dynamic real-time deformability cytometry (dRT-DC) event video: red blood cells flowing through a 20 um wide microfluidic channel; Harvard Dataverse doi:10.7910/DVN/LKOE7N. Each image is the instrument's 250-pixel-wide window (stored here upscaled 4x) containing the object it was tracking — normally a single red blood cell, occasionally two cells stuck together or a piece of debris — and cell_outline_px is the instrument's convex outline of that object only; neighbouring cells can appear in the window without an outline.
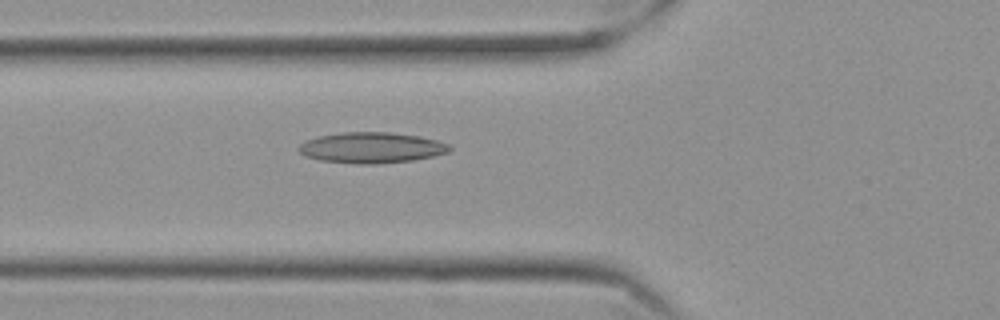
{"species": "Egyptian fruit bat (a non-hibernating species)", "species_latin": "Rousettus aegyptiacus", "temperature_condition": "cold", "stored_images_in_passage": 47, "camera_frame_rate_fps": 3000, "um_per_image_px": 0.085, "frame": {"image": 1, "passage_image": 11, "time_ms": 3.333, "image_size_px": [1000, 320], "cell_outline_px": [[452, 148], [448, 152], [432, 156], [412, 160], [372, 164], [360, 164], [320, 160], [304, 156], [296, 148], [304, 140], [316, 136], [344, 132], [388, 132], [420, 136], [436, 140], [448, 144]], "centroid_in_image_um": [31.52, 12.54], "position_along_channel_um": 94.3, "area_um2": 27.05}}
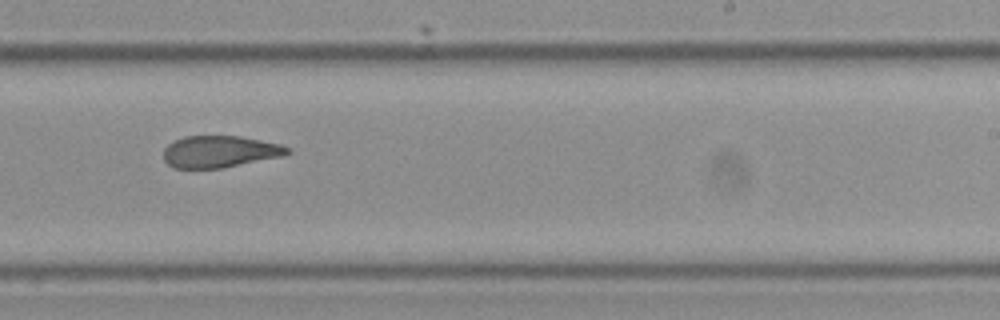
{"frame": {"image": 2, "passage_image": 26, "time_ms": 8.333, "image_size_px": [1000, 320], "cell_outline_px": [[292, 152], [284, 156], [224, 168], [172, 168], [164, 160], [164, 148], [168, 144], [184, 136], [240, 136], [280, 144], [288, 148]], "centroid_in_image_um": [18.69, 12.89], "position_along_channel_um": 270.3, "area_um2": 23.06}}
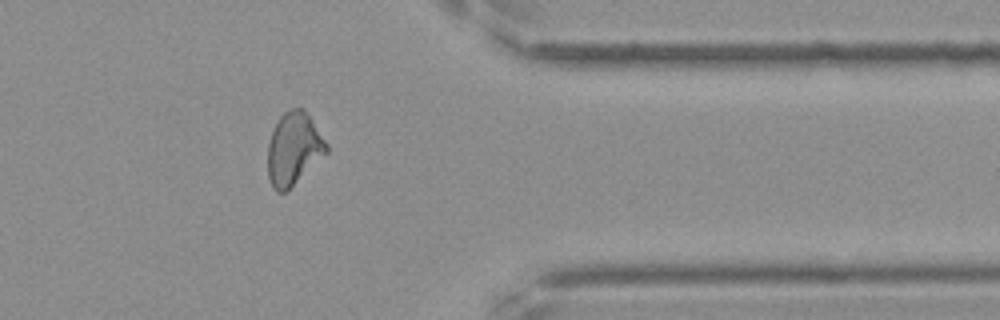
{"frame": {"image": 3, "passage_image": 37, "time_ms": 12.0, "image_size_px": [1000, 320], "cell_outline_px": [[328, 152], [284, 192], [276, 192], [272, 188], [268, 176], [268, 144], [272, 132], [280, 116], [284, 112], [292, 108], [304, 108], [328, 144]], "centroid_in_image_um": [24.96, 12.63], "position_along_channel_um": 386.4, "area_um2": 24.51}, "authors_computed_cell_mechanics": {"area_um2": 24.565, "velocity_mm_per_s": 3.5078, "shape_relaxation_time_tau1_ms": null, "shape_relaxation_time_tau2_ms": 4.2877, "deformation_change_tau1": null, "deformation_change_tau2": 0.1277}}